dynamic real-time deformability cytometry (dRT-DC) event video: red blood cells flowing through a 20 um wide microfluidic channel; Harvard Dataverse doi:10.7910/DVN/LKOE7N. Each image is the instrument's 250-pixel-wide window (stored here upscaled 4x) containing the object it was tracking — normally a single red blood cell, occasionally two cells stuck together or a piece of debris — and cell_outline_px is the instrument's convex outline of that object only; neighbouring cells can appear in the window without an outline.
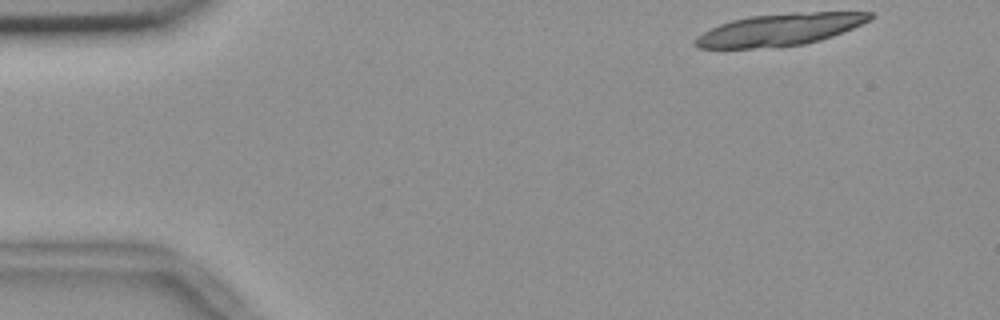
{"species": "common noctule bat (a hibernating species)", "species_latin": "Nyctalus noctula", "temperature_condition": "room temperature", "stored_images_in_passage": 14, "camera_frame_rate_fps": 3000, "um_per_image_px": 0.085, "animal": {"sex": "female", "body_mass_g": 18.4}, "frame": {"image": 1, "passage_image": 1, "time_ms": 0.0, "image_size_px": [1000, 320], "cell_outline_px": [[872, 20], [832, 36], [820, 40], [804, 44], [776, 48], [696, 48], [692, 44], [696, 36], [720, 24], [732, 20], [748, 16], [792, 12], [872, 12]], "centroid_in_image_um": [66.26, 2.52], "position_along_channel_um": 18.7, "area_um2": 32.89}}